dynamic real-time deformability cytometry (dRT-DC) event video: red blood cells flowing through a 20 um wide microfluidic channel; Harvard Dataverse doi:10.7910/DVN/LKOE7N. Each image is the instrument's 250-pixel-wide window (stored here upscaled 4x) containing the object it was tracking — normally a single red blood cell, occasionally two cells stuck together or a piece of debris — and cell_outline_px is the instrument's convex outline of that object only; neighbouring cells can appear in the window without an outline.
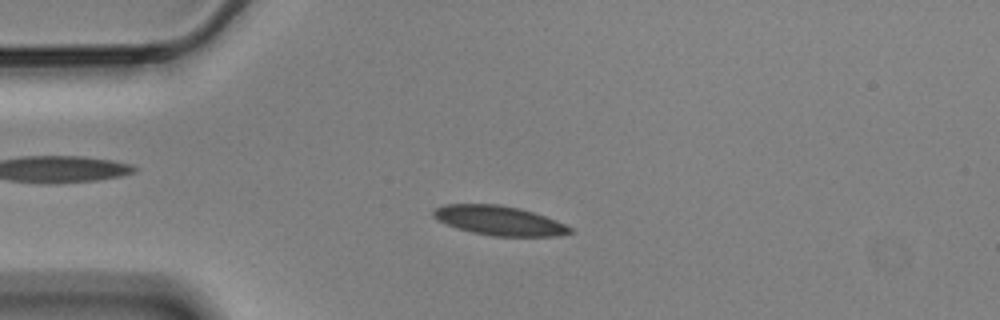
{"species": "Egyptian fruit bat (a non-hibernating species)", "species_latin": "Rousettus aegyptiacus", "temperature_condition": "cold", "stored_images_in_passage": 57, "camera_frame_rate_fps": 3000, "um_per_image_px": 0.085, "animal": {"sex": "male"}, "frame": {"image": 1, "passage_image": 13, "time_ms": 4.0, "image_size_px": [1000, 320], "cell_outline_px": [[572, 232], [560, 236], [492, 236], [472, 232], [456, 228], [432, 216], [432, 212], [436, 208], [444, 204], [500, 204], [520, 208], [556, 220], [572, 228]], "centroid_in_image_um": [42.43, 18.74], "position_along_channel_um": 42.6, "area_um2": 23.29}}
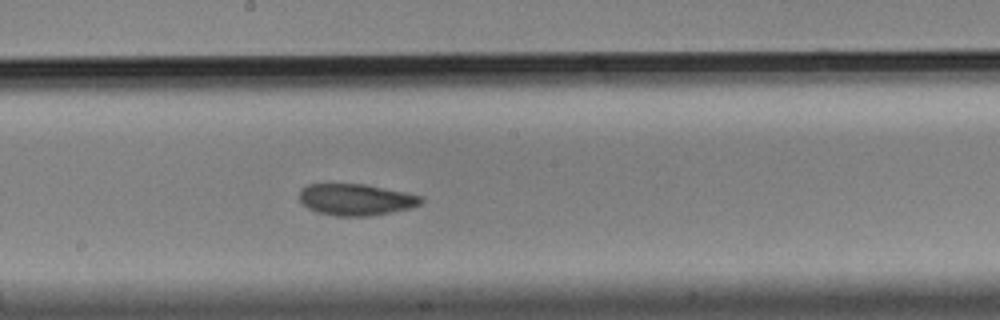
{"frame": {"image": 2, "passage_image": 30, "time_ms": 9.667, "image_size_px": [1000, 320], "cell_outline_px": [[424, 200], [420, 204], [412, 208], [372, 216], [336, 216], [316, 212], [308, 208], [300, 200], [300, 192], [308, 184], [364, 184], [408, 192], [424, 196]], "centroid_in_image_um": [30.33, 16.97], "position_along_channel_um": 217.9, "area_um2": 22.54}}
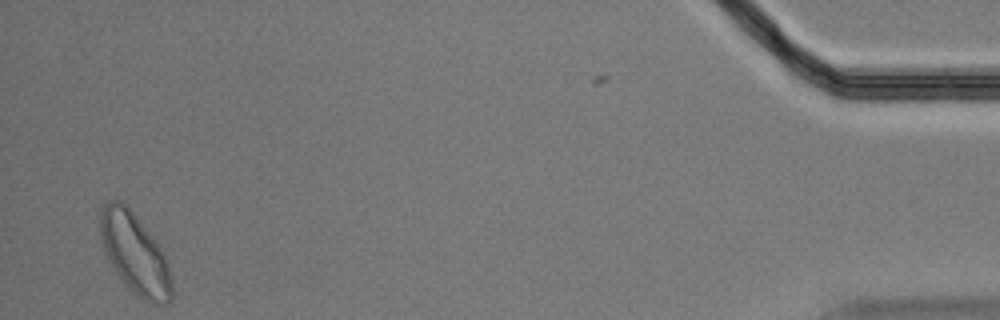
{"frame": {"image": 3, "passage_image": 55, "time_ms": 18.0, "image_size_px": [1000, 320], "cell_outline_px": [[172, 300], [168, 304], [152, 304], [144, 300], [128, 288], [116, 272], [108, 260], [104, 252], [100, 236], [100, 216], [104, 204], [108, 200], [120, 200], [132, 212], [152, 236], [160, 248], [168, 264], [172, 280]], "centroid_in_image_um": [11.46, 21.59], "position_along_channel_um": 423.7, "area_um2": 33.29}, "authors_computed_cell_mechanics": {"area_um2": 22.9466, "velocity_mm_per_s": 3.4739, "shape_relaxation_time_tau1_ms": 4.1728, "shape_relaxation_time_tau2_ms": 2.2489, "deformation_change_tau1": 0.1007, "deformation_change_tau2": 0.059}}